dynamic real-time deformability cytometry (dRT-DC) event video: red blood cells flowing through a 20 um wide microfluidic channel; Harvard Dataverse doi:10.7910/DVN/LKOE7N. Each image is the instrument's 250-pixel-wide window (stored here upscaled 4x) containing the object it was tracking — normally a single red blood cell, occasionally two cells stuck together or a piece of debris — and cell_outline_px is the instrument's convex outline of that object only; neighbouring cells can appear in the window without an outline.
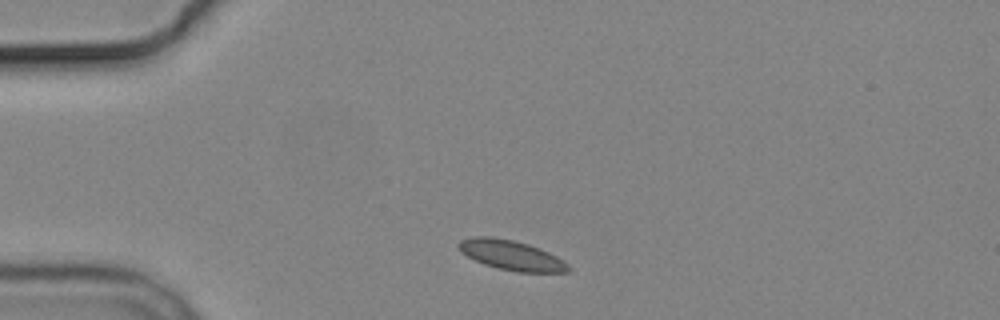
{"species": "common noctule bat (a hibernating species)", "species_latin": "Nyctalus noctula", "temperature_condition": "cold", "stored_images_in_passage": 3, "camera_frame_rate_fps": 3000, "um_per_image_px": 0.085, "animal": {"sex": "male", "body_mass_g": 19.2, "forearm_length_mm": 51.8}, "frame": {"image": 1, "passage_image": 1, "time_ms": 0.0, "image_size_px": [1000, 320], "cell_outline_px": [[572, 272], [516, 272], [484, 264], [460, 252], [456, 248], [456, 244], [460, 240], [472, 236], [492, 236], [512, 240], [528, 244], [540, 248], [564, 260], [572, 268]], "centroid_in_image_um": [43.46, 21.68], "position_along_channel_um": 41.5, "area_um2": 19.25}}